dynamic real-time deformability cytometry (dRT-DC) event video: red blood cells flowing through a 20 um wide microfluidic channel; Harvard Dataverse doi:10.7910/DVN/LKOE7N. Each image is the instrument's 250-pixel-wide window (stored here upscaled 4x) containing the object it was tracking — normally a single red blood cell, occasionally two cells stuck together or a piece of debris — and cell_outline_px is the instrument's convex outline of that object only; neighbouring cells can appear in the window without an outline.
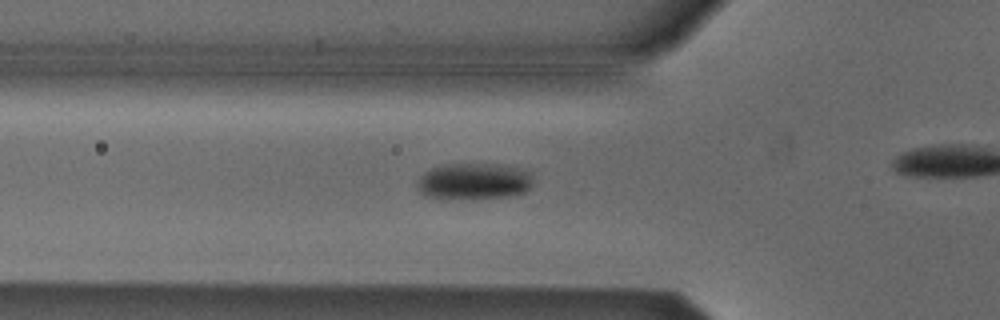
{"species": "Egyptian fruit bat (a non-hibernating species)", "species_latin": "Rousettus aegyptiacus", "temperature_condition": "cold", "stored_images_in_passage": 19, "camera_frame_rate_fps": 3000, "um_per_image_px": 0.085, "animal": {"sex": "male"}, "frame": {"image": 1, "passage_image": 14, "time_ms": 4.333, "image_size_px": [1000, 320], "cell_outline_px": [[532, 184], [524, 192], [508, 196], [448, 200], [440, 200], [424, 196], [416, 188], [416, 180], [424, 172], [432, 168], [444, 164], [500, 164], [520, 168], [532, 172]], "centroid_in_image_um": [40.21, 15.42], "position_along_channel_um": 85.6, "area_um2": 25.2}}